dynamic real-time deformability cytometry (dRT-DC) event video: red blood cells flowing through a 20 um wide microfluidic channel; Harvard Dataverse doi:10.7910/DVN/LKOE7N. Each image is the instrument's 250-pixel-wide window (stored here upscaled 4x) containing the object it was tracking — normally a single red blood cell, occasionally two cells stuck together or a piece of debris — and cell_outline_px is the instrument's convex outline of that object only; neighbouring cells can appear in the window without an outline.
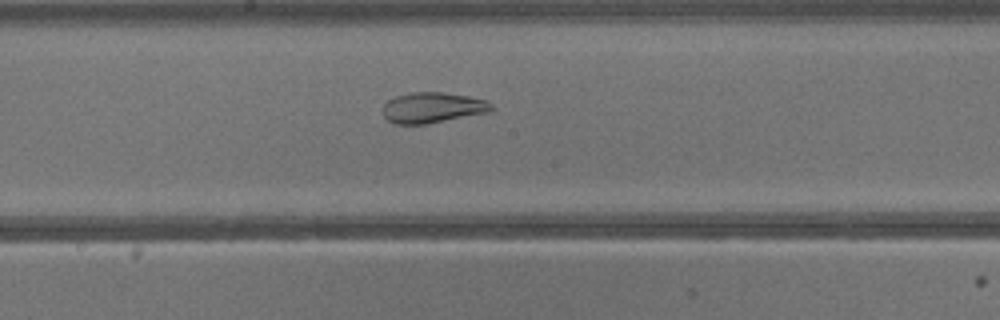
{"species": "common noctule bat (a hibernating species)", "species_latin": "Nyctalus noctula", "temperature_condition": "warm", "stored_images_in_passage": 40, "camera_frame_rate_fps": 3000, "um_per_image_px": 0.085, "animal": {"sex": "male", "body_mass_g": 13.3}, "frame": {"image": 1, "passage_image": 22, "time_ms": 7.0, "image_size_px": [1000, 320], "cell_outline_px": [[496, 108], [492, 112], [424, 124], [396, 124], [388, 120], [384, 116], [384, 104], [388, 100], [396, 96], [412, 92], [444, 92], [468, 96], [488, 100]], "centroid_in_image_um": [36.84, 9.14], "position_along_channel_um": 211.4, "area_um2": 19.48}}
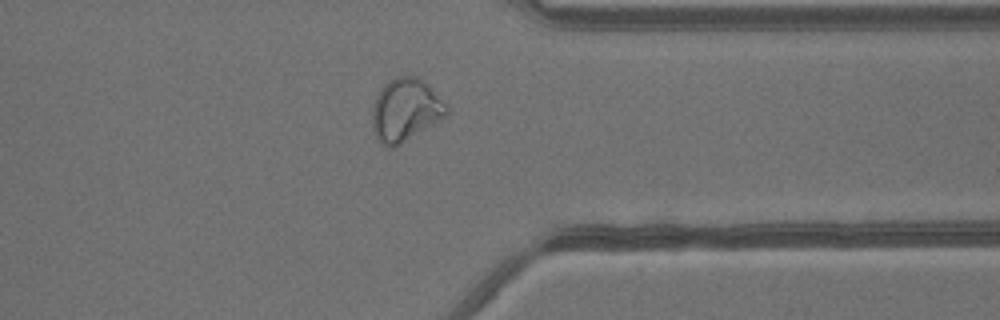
{"frame": {"image": 2, "passage_image": 32, "time_ms": 10.333, "image_size_px": [1000, 320], "cell_outline_px": [[452, 108], [444, 116], [396, 148], [388, 148], [376, 140], [372, 128], [372, 108], [376, 96], [384, 84], [396, 76], [416, 76], [424, 80]], "centroid_in_image_um": [34.46, 9.36], "position_along_channel_um": 376.9, "area_um2": 27.57}}
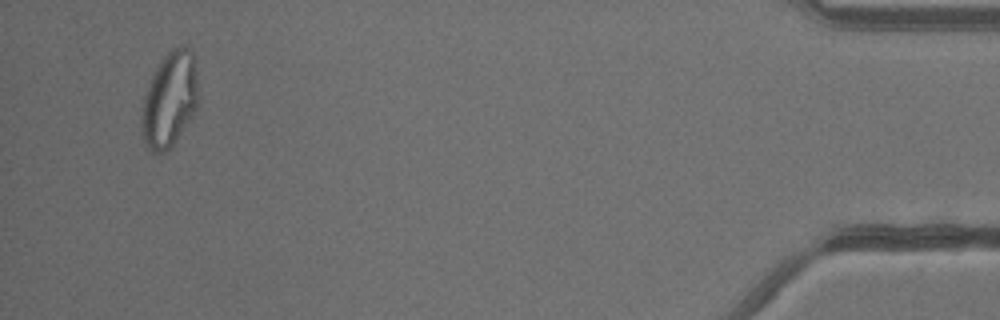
{"frame": {"image": 3, "passage_image": 39, "time_ms": 12.667, "image_size_px": [1000, 320], "cell_outline_px": [[196, 108], [172, 144], [164, 152], [152, 152], [148, 148], [144, 140], [140, 128], [140, 108], [144, 96], [152, 76], [160, 60], [172, 48], [180, 44], [184, 44], [192, 52], [196, 76]], "centroid_in_image_um": [14.35, 8.43], "position_along_channel_um": 420.8, "area_um2": 30.87}}